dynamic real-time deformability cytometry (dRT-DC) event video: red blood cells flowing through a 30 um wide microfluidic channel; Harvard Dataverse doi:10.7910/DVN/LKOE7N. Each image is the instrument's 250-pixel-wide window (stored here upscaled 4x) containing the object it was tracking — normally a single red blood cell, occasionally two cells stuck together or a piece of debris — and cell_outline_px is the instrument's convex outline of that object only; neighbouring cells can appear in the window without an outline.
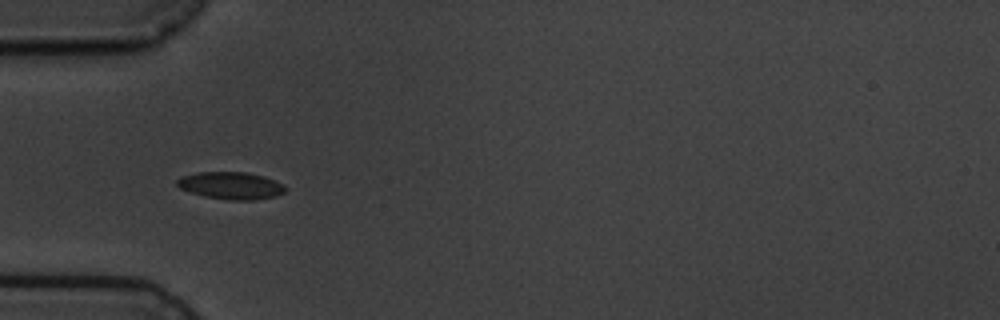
{"species": "common noctule bat (a hibernating species)", "species_latin": "Nyctalus noctula", "temperature_condition": "cold", "stored_images_in_passage": 8, "camera_frame_rate_fps": 3000, "um_per_image_px": 0.085, "animal": {"sex": "male", "body_mass_g": 19.5, "forearm_length_mm": 54.6}, "frame": {"image": 1, "passage_image": 7, "time_ms": 8.0, "image_size_px": [1000, 320], "cell_outline_px": [[288, 188], [284, 192], [276, 196], [256, 200], [228, 200], [204, 196], [180, 188], [176, 184], [176, 180], [180, 176], [196, 172], [244, 172], [264, 176], [276, 180], [284, 184]], "centroid_in_image_um": [19.66, 15.77], "position_along_channel_um": 65.3, "area_um2": 17.4}}
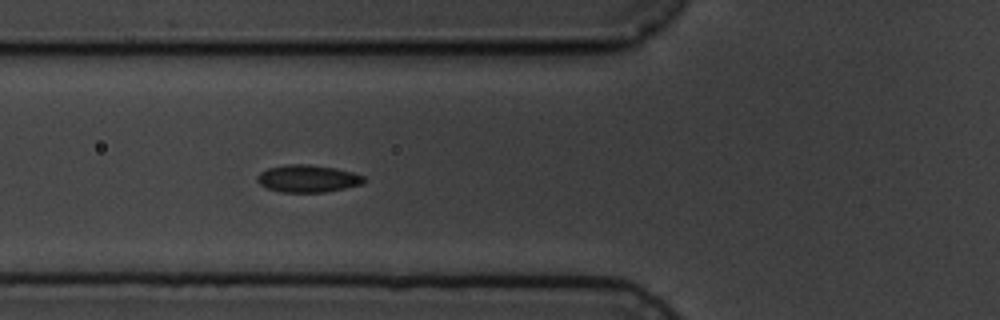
{"frame": {"image": 2, "passage_image": 8, "time_ms": 9.0, "image_size_px": [1000, 320], "cell_outline_px": [[364, 184], [324, 192], [280, 192], [268, 188], [260, 184], [256, 180], [256, 176], [260, 172], [268, 168], [288, 164], [308, 164], [336, 168], [352, 172], [364, 176]], "centroid_in_image_um": [26.15, 15.17], "position_along_channel_um": 99.7, "area_um2": 16.99}}